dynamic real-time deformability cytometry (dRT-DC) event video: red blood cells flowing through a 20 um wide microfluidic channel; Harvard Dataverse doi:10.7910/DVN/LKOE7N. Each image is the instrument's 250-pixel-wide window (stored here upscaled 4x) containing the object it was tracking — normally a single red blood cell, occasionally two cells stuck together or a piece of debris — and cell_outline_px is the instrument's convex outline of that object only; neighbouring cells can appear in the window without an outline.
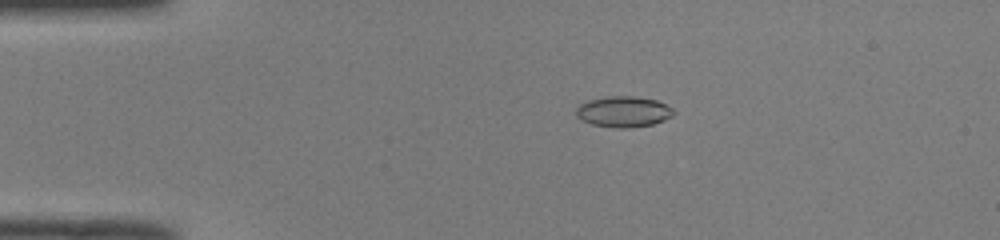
{"species": "common noctule bat (a hibernating species)", "species_latin": "Nyctalus noctula", "temperature_condition": "room temperature", "stored_images_in_passage": 45, "camera_frame_rate_fps": 3000, "um_per_image_px": 0.085, "animal": {"sex": "male", "body_mass_g": 19.0, "forearm_length_mm": 50.8}, "frame": {"image": 1, "passage_image": 5, "time_ms": 1.333, "image_size_px": [1000, 240], "cell_outline_px": [[676, 112], [672, 116], [664, 120], [652, 124], [632, 128], [616, 128], [592, 124], [580, 120], [576, 116], [576, 108], [580, 104], [588, 100], [608, 96], [632, 96], [656, 100], [672, 108]], "centroid_in_image_um": [52.98, 9.5], "position_along_channel_um": 32.0, "area_um2": 17.57}}
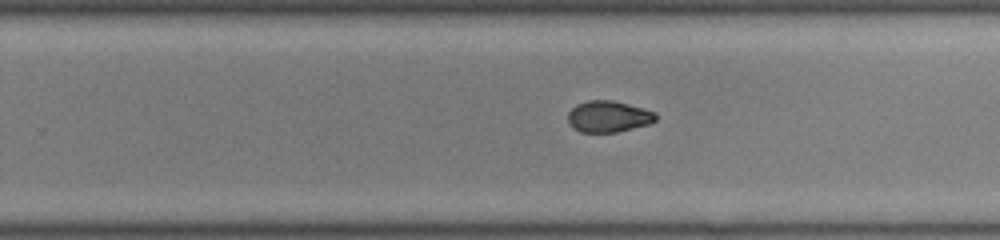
{"frame": {"image": 2, "passage_image": 27, "time_ms": 8.667, "image_size_px": [1000, 240], "cell_outline_px": [[656, 120], [648, 124], [616, 132], [580, 132], [572, 128], [568, 124], [568, 112], [576, 104], [588, 100], [612, 100], [628, 104], [656, 112]], "centroid_in_image_um": [51.67, 9.9], "position_along_channel_um": 278.1, "area_um2": 16.07}}
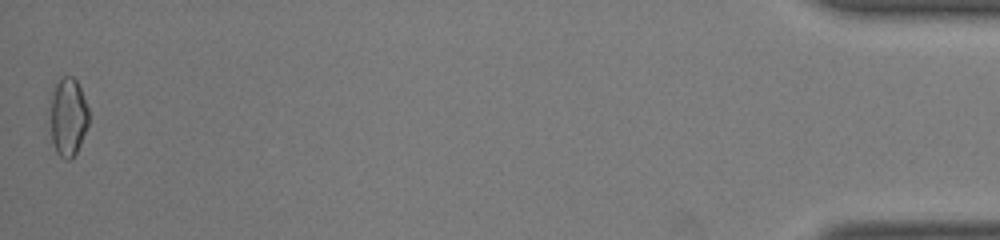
{"frame": {"image": 3, "passage_image": 45, "time_ms": 14.667, "image_size_px": [1000, 240], "cell_outline_px": [[88, 124], [80, 144], [76, 152], [68, 160], [64, 160], [56, 152], [52, 140], [48, 116], [52, 96], [56, 84], [60, 76], [72, 76], [76, 80], [80, 88], [88, 108]], "centroid_in_image_um": [5.75, 9.94], "position_along_channel_um": 429.4, "area_um2": 17.69}, "authors_computed_cell_mechanics": {"area_um2": 16.8198, "velocity_mm_per_s": 4.048, "shape_relaxation_time_tau1_ms": null, "shape_relaxation_time_tau2_ms": 1.9883, "deformation_change_tau1": null, "deformation_change_tau2": 0.0531}}